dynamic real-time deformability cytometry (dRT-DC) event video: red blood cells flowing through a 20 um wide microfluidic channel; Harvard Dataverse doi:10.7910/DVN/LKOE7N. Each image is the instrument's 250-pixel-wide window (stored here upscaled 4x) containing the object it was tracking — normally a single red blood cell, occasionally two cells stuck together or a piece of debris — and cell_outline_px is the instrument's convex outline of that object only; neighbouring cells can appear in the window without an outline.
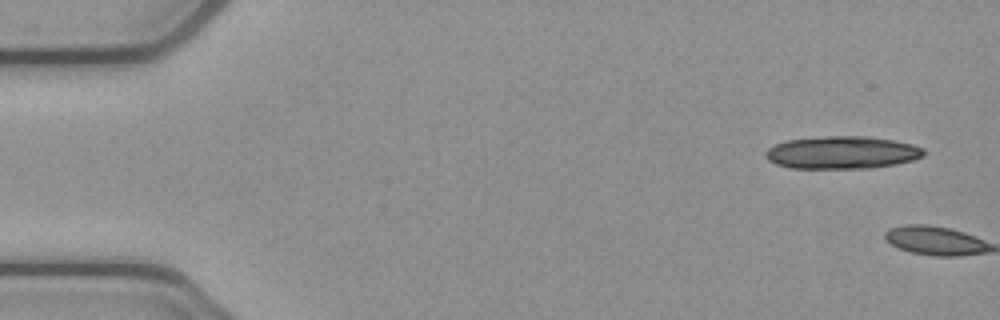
{"species": "common noctule bat (a hibernating species)", "species_latin": "Nyctalus noctula", "temperature_condition": "cold", "stored_images_in_passage": 2, "camera_frame_rate_fps": 3000, "um_per_image_px": 0.085, "animal": {"sex": "female", "body_mass_g": 21.9}, "frame": {"image": 1, "passage_image": 1, "time_ms": 0.0, "image_size_px": [1000, 320], "cell_outline_px": [[924, 156], [912, 160], [896, 164], [868, 168], [788, 168], [776, 164], [768, 160], [764, 156], [764, 152], [768, 148], [776, 144], [788, 140], [828, 136], [864, 136], [896, 140], [912, 144], [924, 148]], "centroid_in_image_um": [71.57, 12.96], "position_along_channel_um": 13.4, "area_um2": 30.11}}